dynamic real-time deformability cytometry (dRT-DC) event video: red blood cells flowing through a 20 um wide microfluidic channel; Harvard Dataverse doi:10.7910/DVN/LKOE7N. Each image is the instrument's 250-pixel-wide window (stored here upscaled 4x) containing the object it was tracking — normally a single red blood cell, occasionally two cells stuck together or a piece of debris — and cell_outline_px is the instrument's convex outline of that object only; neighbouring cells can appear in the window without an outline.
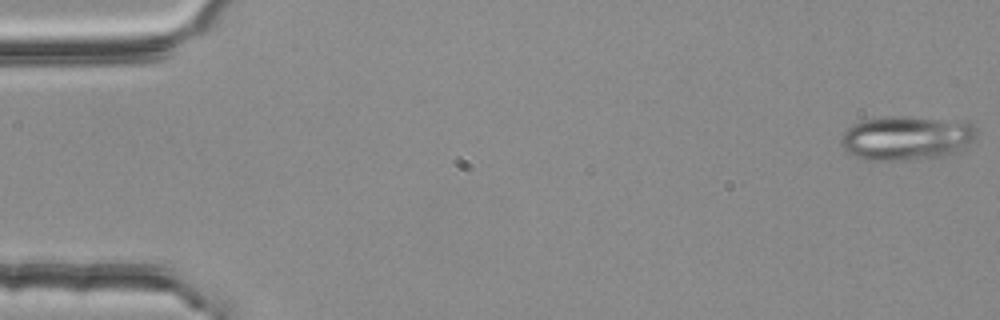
{"species": "common noctule bat (a hibernating species)", "species_latin": "Nyctalus noctula", "temperature_condition": "room temperature", "stored_images_in_passage": 4, "camera_frame_rate_fps": 3000, "um_per_image_px": 0.085, "animal": {"sex": "female", "body_mass_g": 25.1}, "frame": {"image": 1, "passage_image": 1, "time_ms": 0.0, "image_size_px": [1000, 320], "cell_outline_px": [[976, 132], [968, 148], [960, 152], [944, 156], [892, 160], [868, 160], [856, 156], [848, 152], [840, 144], [840, 136], [852, 124], [864, 120], [892, 116], [900, 116], [968, 120], [976, 128]], "centroid_in_image_um": [77.11, 11.71], "position_along_channel_um": 7.9, "area_um2": 35.26}}